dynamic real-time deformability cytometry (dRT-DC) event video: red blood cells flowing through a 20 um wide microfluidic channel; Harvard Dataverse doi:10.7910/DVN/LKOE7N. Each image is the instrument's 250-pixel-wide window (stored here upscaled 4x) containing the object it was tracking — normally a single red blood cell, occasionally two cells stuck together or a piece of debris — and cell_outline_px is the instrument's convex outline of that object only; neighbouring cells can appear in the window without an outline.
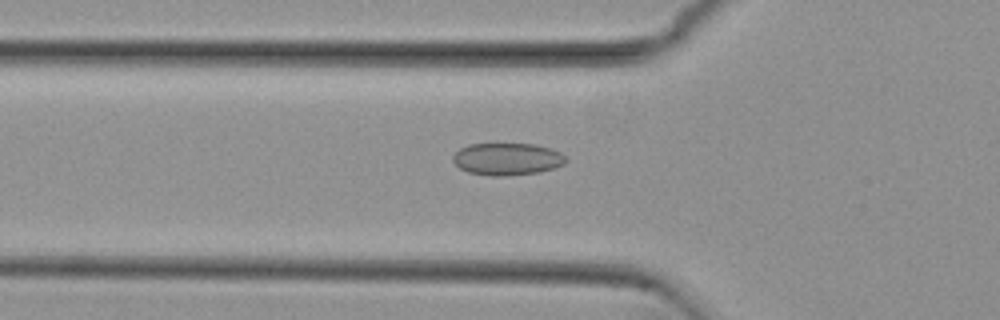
{"species": "common noctule bat (a hibernating species)", "species_latin": "Nyctalus noctula", "temperature_condition": "cold", "stored_images_in_passage": 53, "camera_frame_rate_fps": 3000, "um_per_image_px": 0.085, "animal": {"sex": "female", "body_mass_g": 29.2, "forearm_length_mm": 56.3}, "frame": {"image": 1, "passage_image": 18, "time_ms": 5.667, "image_size_px": [1000, 320], "cell_outline_px": [[568, 160], [564, 164], [556, 168], [540, 172], [504, 176], [492, 176], [468, 172], [460, 168], [452, 160], [452, 156], [460, 148], [468, 144], [536, 144], [552, 148], [560, 152]], "centroid_in_image_um": [43.14, 13.52], "position_along_channel_um": 82.7, "area_um2": 21.39}}
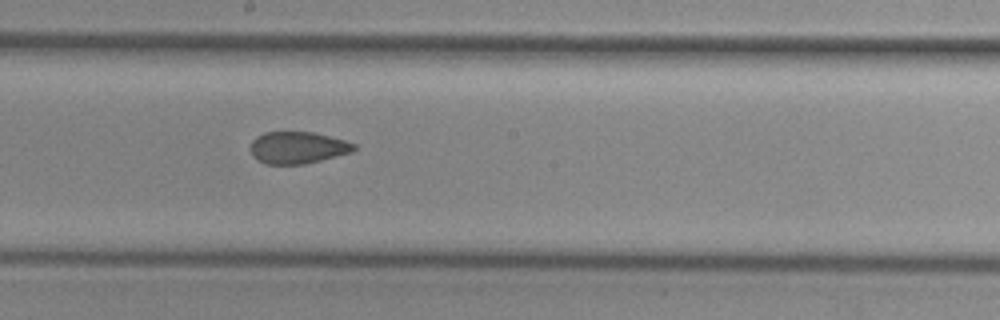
{"frame": {"image": 2, "passage_image": 29, "time_ms": 9.333, "image_size_px": [1000, 320], "cell_outline_px": [[356, 148], [352, 152], [304, 164], [264, 164], [256, 160], [252, 156], [252, 140], [256, 136], [264, 132], [312, 132], [344, 140], [356, 144]], "centroid_in_image_um": [25.28, 12.55], "position_along_channel_um": 222.9, "area_um2": 19.19}}
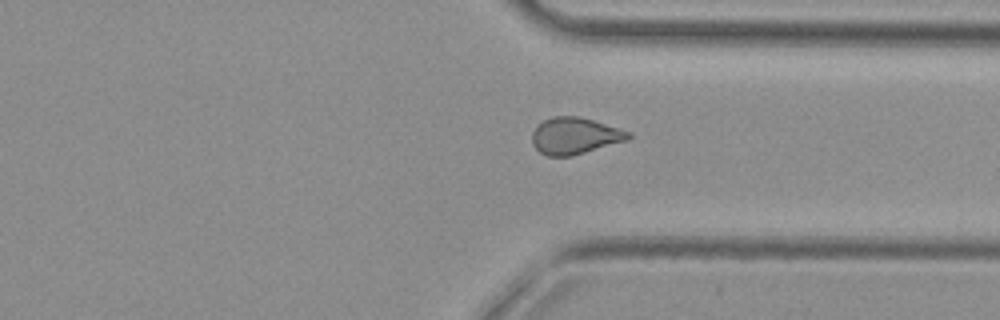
{"frame": {"image": 3, "passage_image": 40, "time_ms": 13.0, "image_size_px": [1000, 320], "cell_outline_px": [[632, 136], [628, 140], [572, 156], [548, 156], [540, 152], [532, 144], [532, 132], [536, 124], [552, 116], [580, 116], [632, 132]], "centroid_in_image_um": [48.86, 11.54], "position_along_channel_um": 362.5, "area_um2": 20.75}, "authors_computed_cell_mechanics": {"area_um2": 20.7502, "velocity_mm_per_s": 3.8063, "shape_relaxation_time_tau1_ms": null, "shape_relaxation_time_tau2_ms": 1.5866, "deformation_change_tau1": null, "deformation_change_tau2": 0.0721}}